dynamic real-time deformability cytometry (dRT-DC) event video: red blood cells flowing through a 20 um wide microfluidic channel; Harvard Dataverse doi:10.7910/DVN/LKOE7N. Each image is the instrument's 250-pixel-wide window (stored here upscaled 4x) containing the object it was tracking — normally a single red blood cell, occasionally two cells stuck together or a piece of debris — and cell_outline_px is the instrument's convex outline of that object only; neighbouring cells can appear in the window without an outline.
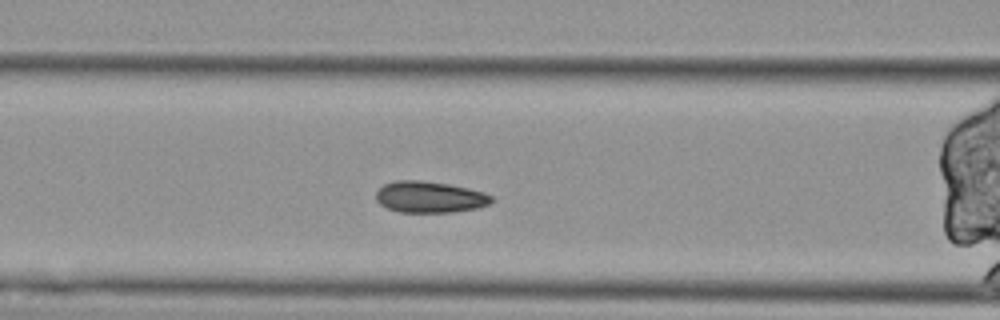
{"species": "Egyptian fruit bat (a non-hibernating species)", "species_latin": "Rousettus aegyptiacus", "temperature_condition": "cold", "stored_images_in_passage": 42, "camera_frame_rate_fps": 3000, "um_per_image_px": 0.085, "animal": {"sex": "female"}, "frame": {"image": 1, "passage_image": 7, "time_ms": 2.0, "image_size_px": [1000, 320], "cell_outline_px": [[492, 200], [488, 204], [476, 208], [452, 212], [400, 212], [388, 208], [380, 204], [376, 200], [376, 192], [384, 184], [396, 180], [420, 180], [448, 184], [468, 188], [484, 192], [492, 196]], "centroid_in_image_um": [36.5, 16.74], "position_along_channel_um": 130.1, "area_um2": 20.98}}
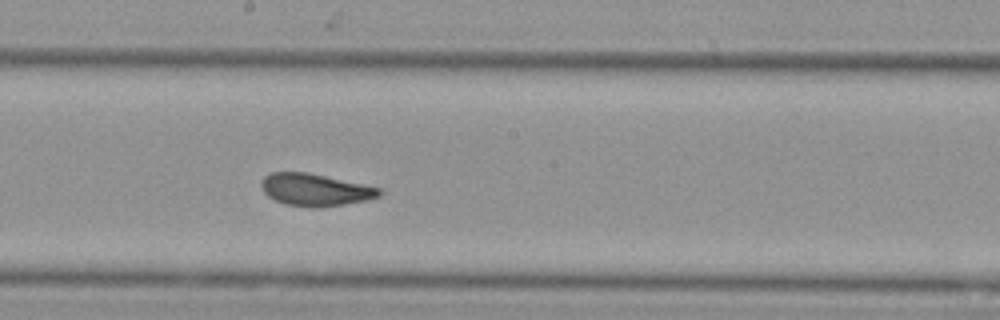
{"frame": {"image": 2, "passage_image": 15, "time_ms": 4.667, "image_size_px": [1000, 320], "cell_outline_px": [[384, 192], [380, 196], [368, 200], [344, 204], [316, 208], [312, 208], [284, 204], [268, 196], [264, 192], [260, 184], [264, 176], [272, 172], [308, 172], [380, 188]], "centroid_in_image_um": [26.79, 16.14], "position_along_channel_um": 221.4, "area_um2": 22.2}}
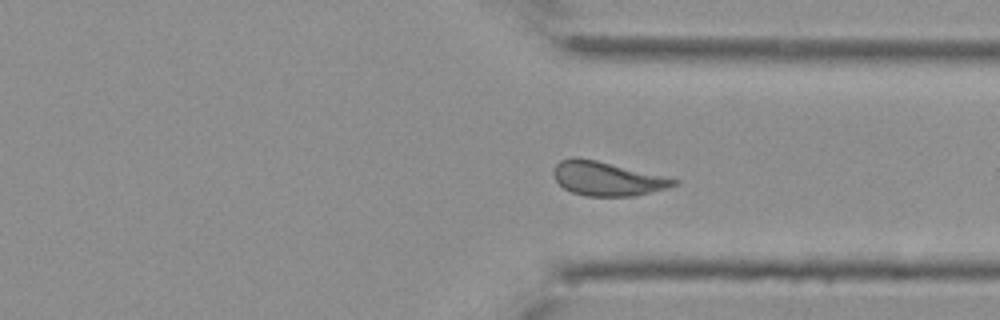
{"frame": {"image": 3, "passage_image": 27, "time_ms": 8.667, "image_size_px": [1000, 320], "cell_outline_px": [[680, 180], [676, 184], [664, 188], [632, 196], [584, 196], [572, 192], [564, 188], [556, 180], [552, 172], [556, 164], [560, 160], [572, 156], [576, 156], [596, 160]], "centroid_in_image_um": [51.52, 15.17], "position_along_channel_um": 359.9, "area_um2": 23.52}, "authors_computed_cell_mechanics": {"area_um2": 23.0911, "velocity_mm_per_s": 3.4568, "shape_relaxation_time_tau1_ms": null, "shape_relaxation_time_tau2_ms": 1.9874, "deformation_change_tau1": null, "deformation_change_tau2": 0.0871}}